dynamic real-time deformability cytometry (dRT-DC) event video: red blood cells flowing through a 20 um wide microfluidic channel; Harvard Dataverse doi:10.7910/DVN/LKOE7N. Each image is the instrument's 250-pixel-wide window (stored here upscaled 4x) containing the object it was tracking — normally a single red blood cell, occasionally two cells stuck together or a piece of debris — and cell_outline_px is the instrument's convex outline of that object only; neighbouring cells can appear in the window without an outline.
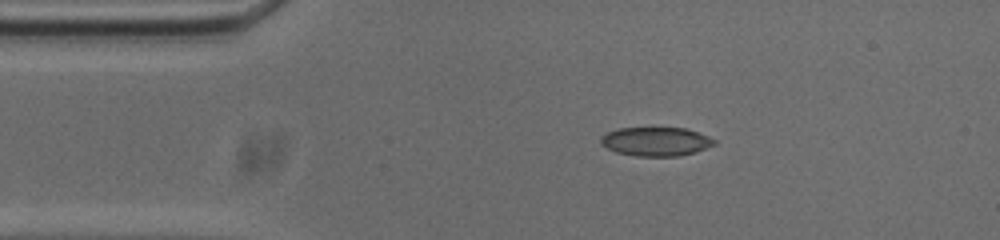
{"species": "common noctule bat (a hibernating species)", "species_latin": "Nyctalus noctula", "temperature_condition": "cold", "stored_images_in_passage": 45, "camera_frame_rate_fps": 3000, "um_per_image_px": 0.085, "animal": {"sex": "male", "body_mass_g": 20.0, "forearm_length_mm": 53.3}, "frame": {"image": 1, "passage_image": 1, "time_ms": 0.0, "image_size_px": [1000, 240], "cell_outline_px": [[716, 144], [696, 152], [680, 156], [636, 156], [616, 152], [600, 144], [600, 136], [608, 132], [620, 128], [684, 128], [708, 136], [716, 140]], "centroid_in_image_um": [55.75, 12.04], "position_along_channel_um": 29.3, "area_um2": 19.07}}
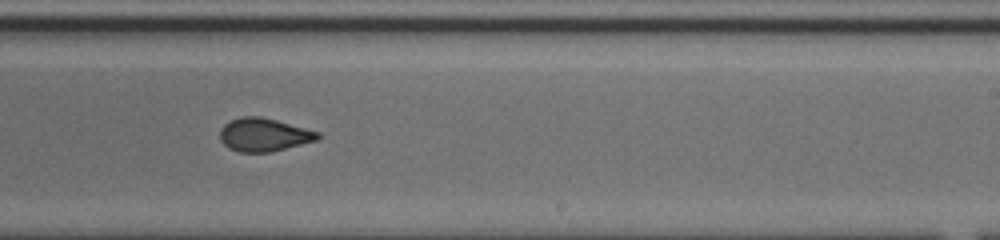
{"frame": {"image": 2, "passage_image": 23, "time_ms": 7.333, "image_size_px": [1000, 240], "cell_outline_px": [[320, 136], [316, 140], [272, 152], [240, 152], [228, 148], [220, 140], [220, 128], [224, 124], [240, 116], [260, 116], [276, 120], [320, 132]], "centroid_in_image_um": [22.4, 11.45], "position_along_channel_um": 266.6, "area_um2": 18.9}}
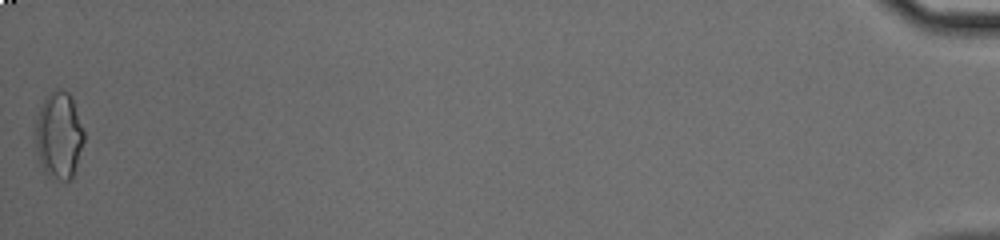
{"frame": {"image": 3, "passage_image": 45, "time_ms": 14.667, "image_size_px": [1000, 240], "cell_outline_px": [[84, 140], [76, 168], [72, 180], [60, 180], [48, 172], [40, 164], [36, 152], [36, 124], [40, 108], [44, 96], [60, 88], [68, 92], [72, 96], [84, 132]], "centroid_in_image_um": [5.03, 11.47], "position_along_channel_um": 430.2, "area_um2": 24.33}, "authors_computed_cell_mechanics": {"area_um2": 19.1896, "velocity_mm_per_s": 3.7424, "shape_relaxation_time_tau1_ms": null, "shape_relaxation_time_tau2_ms": 1.4824, "deformation_change_tau1": null, "deformation_change_tau2": 0.0706}}